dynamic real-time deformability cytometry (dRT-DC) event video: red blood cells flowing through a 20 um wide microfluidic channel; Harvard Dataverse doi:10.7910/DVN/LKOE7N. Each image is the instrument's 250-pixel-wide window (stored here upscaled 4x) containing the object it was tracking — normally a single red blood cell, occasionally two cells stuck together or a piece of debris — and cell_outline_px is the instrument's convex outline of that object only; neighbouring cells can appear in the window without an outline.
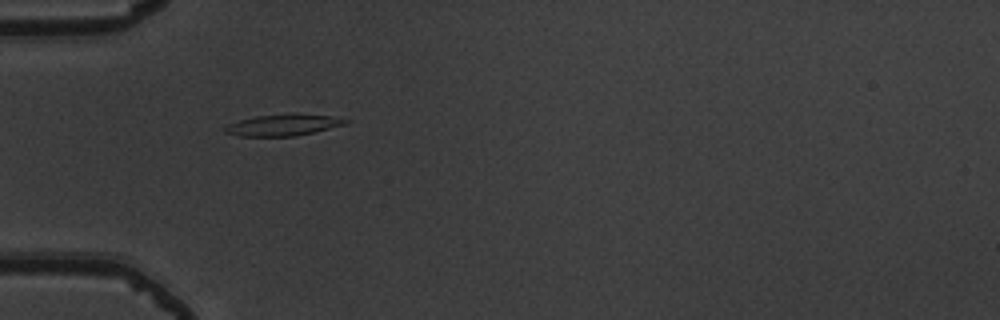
{"species": "common noctule bat (a hibernating species)", "species_latin": "Nyctalus noctula", "temperature_condition": "warm", "stored_images_in_passage": 37, "camera_frame_rate_fps": 3000, "um_per_image_px": 0.085, "animal": {"sex": "male", "body_mass_g": 19.5, "forearm_length_mm": 54.6}, "frame": {"image": 1, "passage_image": 1, "time_ms": 0.0, "image_size_px": [1000, 320], "cell_outline_px": [[352, 120], [344, 124], [296, 136], [240, 136], [224, 132], [224, 128], [228, 124], [240, 120], [256, 116], [296, 112], [332, 116]], "centroid_in_image_um": [24.08, 10.6], "position_along_channel_um": 60.9, "area_um2": 15.14}}
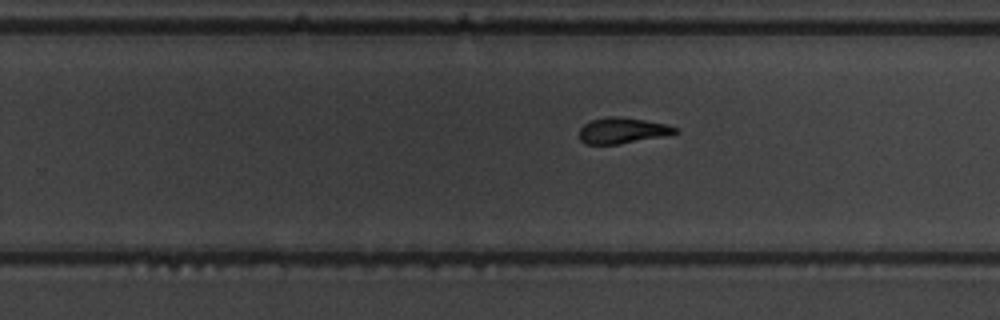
{"frame": {"image": 2, "passage_image": 18, "time_ms": 5.667, "image_size_px": [1000, 320], "cell_outline_px": [[680, 132], [660, 136], [616, 144], [588, 144], [580, 140], [580, 128], [584, 124], [592, 120], [608, 116], [620, 116], [668, 124], [680, 128]], "centroid_in_image_um": [52.92, 11.07], "position_along_channel_um": 276.9, "area_um2": 14.28}}
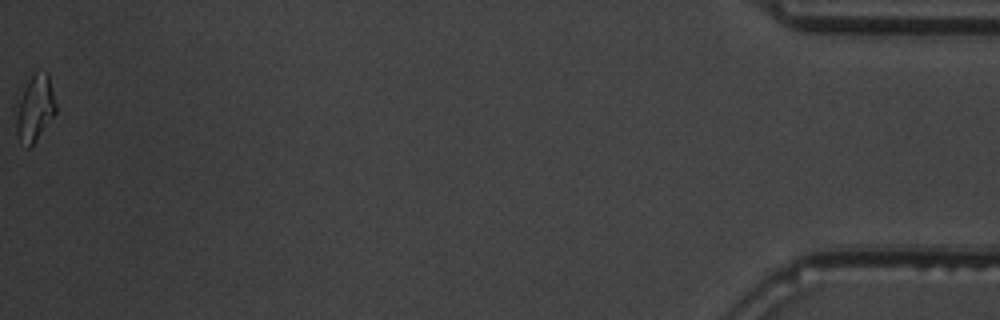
{"frame": {"image": 3, "passage_image": 37, "time_ms": 12.0, "image_size_px": [1000, 320], "cell_outline_px": [[56, 112], [36, 140], [28, 148], [24, 148], [16, 132], [16, 116], [20, 100], [32, 76], [36, 72], [48, 72], [56, 104]], "centroid_in_image_um": [3.0, 9.25], "position_along_channel_um": 432.2, "area_um2": 14.68}, "authors_computed_cell_mechanics": {"area_um2": 14.6812, "velocity_mm_per_s": 3.902, "shape_relaxation_time_tau1_ms": 11.3522, "shape_relaxation_time_tau2_ms": 2.0003, "deformation_change_tau1": 0.3251, "deformation_change_tau2": 0.1041}}